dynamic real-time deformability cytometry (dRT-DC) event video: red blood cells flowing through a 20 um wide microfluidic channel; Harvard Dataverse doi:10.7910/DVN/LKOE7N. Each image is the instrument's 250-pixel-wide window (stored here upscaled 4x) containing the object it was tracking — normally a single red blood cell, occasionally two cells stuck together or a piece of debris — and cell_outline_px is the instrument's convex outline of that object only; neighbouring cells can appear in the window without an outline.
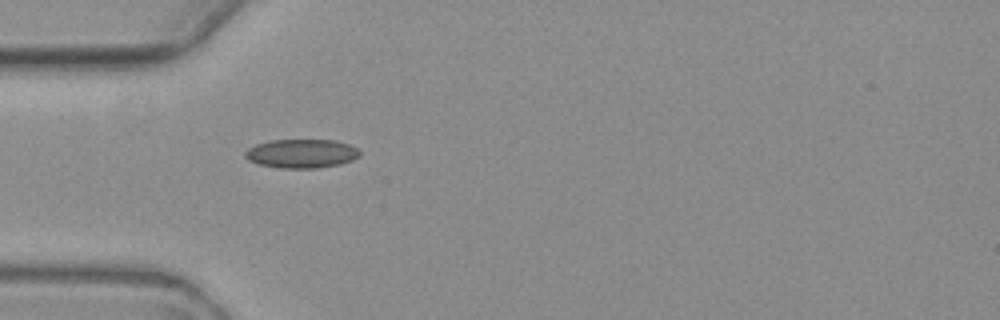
{"species": "common noctule bat (a hibernating species)", "species_latin": "Nyctalus noctula", "temperature_condition": "warm", "stored_images_in_passage": 7, "camera_frame_rate_fps": 3000, "um_per_image_px": 0.085, "animal": {"sex": "female", "body_mass_g": 19.3, "forearm_length_mm": 54.1}, "frame": {"image": 1, "passage_image": 7, "time_ms": 9.0, "image_size_px": [1000, 320], "cell_outline_px": [[360, 156], [352, 160], [340, 164], [316, 168], [280, 168], [260, 164], [248, 160], [244, 156], [244, 152], [248, 148], [256, 144], [268, 140], [336, 140], [348, 144], [356, 148], [360, 152]], "centroid_in_image_um": [25.61, 13.05], "position_along_channel_um": 59.4, "area_um2": 19.31}}